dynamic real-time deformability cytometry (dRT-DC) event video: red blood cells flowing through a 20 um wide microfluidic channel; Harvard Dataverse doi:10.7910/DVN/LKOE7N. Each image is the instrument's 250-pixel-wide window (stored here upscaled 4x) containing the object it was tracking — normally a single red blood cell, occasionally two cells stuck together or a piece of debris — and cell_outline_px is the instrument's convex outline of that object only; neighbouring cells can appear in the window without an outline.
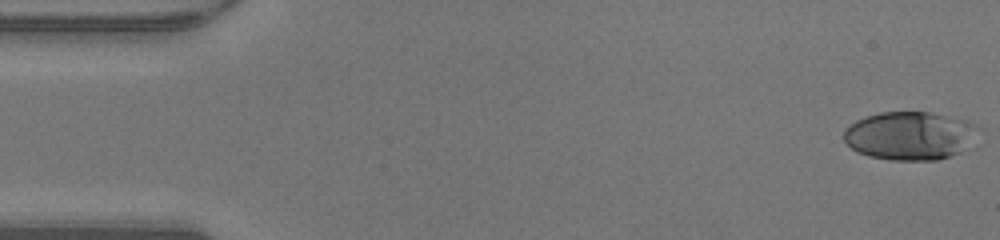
{"species": "human", "species_latin": "Homo sapiens", "temperature_condition": "warm", "stored_images_in_passage": 48, "camera_frame_rate_fps": 3000, "um_per_image_px": 0.085, "donor": {"sex": "male"}, "frame": {"image": 1, "passage_image": 1, "time_ms": 0.0, "image_size_px": [1000, 240], "cell_outline_px": [[976, 124], [964, 148], [960, 152], [936, 160], [892, 160], [868, 156], [856, 152], [844, 140], [844, 132], [856, 120], [880, 112], [928, 112], [964, 120]], "centroid_in_image_um": [77.23, 11.54], "position_along_channel_um": 7.8, "area_um2": 36.82}}
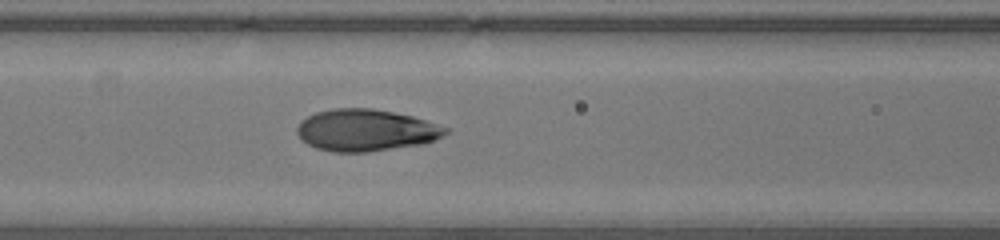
{"frame": {"image": 2, "passage_image": 20, "time_ms": 6.333, "image_size_px": [1000, 240], "cell_outline_px": [[452, 132], [424, 144], [368, 152], [332, 152], [316, 148], [308, 144], [296, 132], [296, 128], [300, 120], [316, 112], [332, 108], [372, 108], [412, 116], [452, 128]], "centroid_in_image_um": [31.14, 11.07], "position_along_channel_um": 135.5, "area_um2": 36.53}}
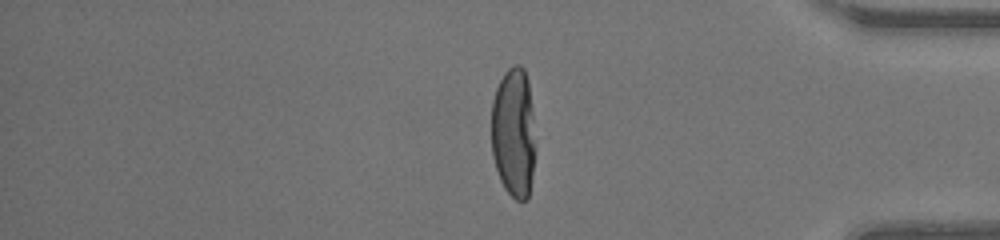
{"frame": {"image": 3, "passage_image": 40, "time_ms": 13.0, "image_size_px": [1000, 240], "cell_outline_px": [[532, 176], [528, 200], [516, 200], [504, 188], [500, 180], [492, 156], [492, 100], [496, 88], [504, 72], [508, 68], [516, 64], [520, 64], [524, 68], [528, 80], [532, 108]], "centroid_in_image_um": [43.62, 11.25], "position_along_channel_um": 391.6, "area_um2": 32.83}, "authors_computed_cell_mechanics": {"area_um2": 35.7204, "velocity_mm_per_s": 4.2693, "shape_relaxation_time_tau1_ms": 3.972, "shape_relaxation_time_tau2_ms": null, "deformation_change_tau1": 0.2474, "deformation_change_tau2": null}}